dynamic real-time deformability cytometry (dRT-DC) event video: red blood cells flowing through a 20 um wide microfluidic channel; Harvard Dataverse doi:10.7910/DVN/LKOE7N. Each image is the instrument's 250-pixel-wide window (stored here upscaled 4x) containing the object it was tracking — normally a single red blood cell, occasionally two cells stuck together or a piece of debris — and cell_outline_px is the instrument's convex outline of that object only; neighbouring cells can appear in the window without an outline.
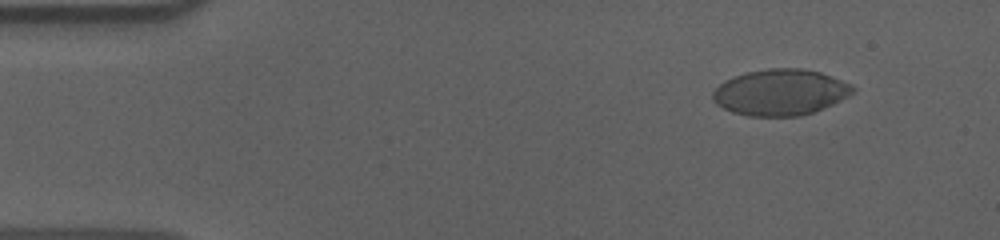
{"species": "human", "species_latin": "Homo sapiens", "temperature_condition": "cold", "stored_images_in_passage": 56, "camera_frame_rate_fps": 3000, "um_per_image_px": 0.085, "donor": {"sex": "male"}, "frame": {"image": 1, "passage_image": 6, "time_ms": 1.667, "image_size_px": [1000, 240], "cell_outline_px": [[856, 88], [848, 96], [832, 104], [812, 112], [800, 116], [748, 116], [732, 112], [716, 104], [712, 100], [712, 92], [724, 80], [732, 76], [748, 72], [768, 68], [804, 68], [820, 72], [832, 76], [852, 84]], "centroid_in_image_um": [66.31, 7.84], "position_along_channel_um": 18.7, "area_um2": 37.69}}
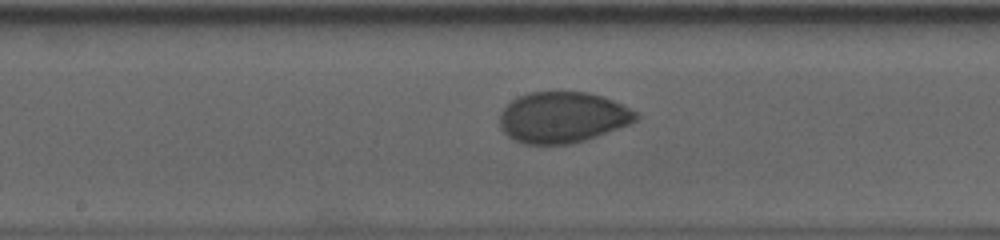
{"frame": {"image": 2, "passage_image": 29, "time_ms": 9.333, "image_size_px": [1000, 240], "cell_outline_px": [[640, 116], [636, 120], [628, 124], [596, 136], [584, 140], [568, 144], [524, 144], [512, 140], [500, 128], [500, 112], [512, 100], [528, 92], [588, 92], [604, 96], [636, 112]], "centroid_in_image_um": [47.78, 9.97], "position_along_channel_um": 200.4, "area_um2": 40.23}}
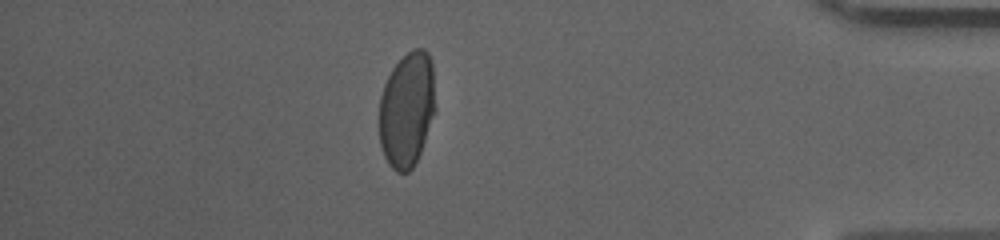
{"frame": {"image": 3, "passage_image": 49, "time_ms": 16.0, "image_size_px": [1000, 240], "cell_outline_px": [[436, 108], [420, 152], [412, 168], [408, 172], [396, 172], [388, 164], [384, 156], [380, 144], [380, 96], [384, 84], [392, 68], [408, 52], [416, 48], [424, 48], [428, 52], [432, 64]], "centroid_in_image_um": [34.59, 9.3], "position_along_channel_um": 400.6, "area_um2": 37.57}, "authors_computed_cell_mechanics": {"area_um2": 39.8242, "velocity_mm_per_s": 3.6076, "shape_relaxation_time_tau1_ms": 6.9347, "shape_relaxation_time_tau2_ms": null, "deformation_change_tau1": 0.1709, "deformation_change_tau2": null}}